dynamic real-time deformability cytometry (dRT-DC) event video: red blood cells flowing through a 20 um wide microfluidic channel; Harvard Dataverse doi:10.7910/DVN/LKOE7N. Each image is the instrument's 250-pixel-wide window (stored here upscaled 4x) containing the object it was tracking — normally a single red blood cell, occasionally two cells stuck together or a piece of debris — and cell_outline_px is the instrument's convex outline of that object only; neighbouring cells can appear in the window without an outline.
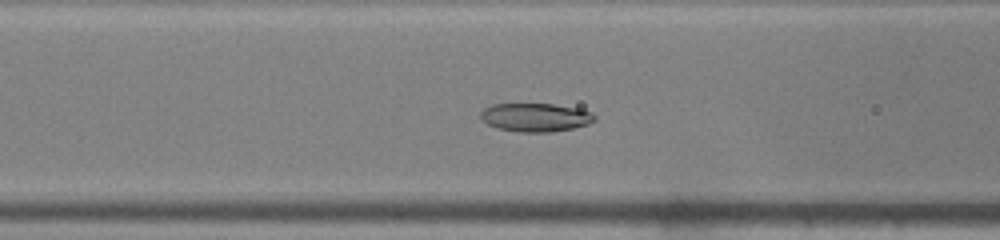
{"species": "common noctule bat (a hibernating species)", "species_latin": "Nyctalus noctula", "temperature_condition": "warm", "stored_images_in_passage": 45, "camera_frame_rate_fps": 3000, "um_per_image_px": 0.085, "animal": {"sex": "male", "body_mass_g": 19.0, "forearm_length_mm": 50.8}, "frame": {"image": 1, "passage_image": 16, "time_ms": 5.0, "image_size_px": [1000, 240], "cell_outline_px": [[596, 120], [588, 124], [572, 128], [552, 132], [520, 132], [500, 128], [488, 124], [480, 116], [480, 112], [484, 108], [492, 104], [552, 104], [580, 108], [592, 112], [596, 116]], "centroid_in_image_um": [45.56, 9.97], "position_along_channel_um": 121.0, "area_um2": 18.9}}
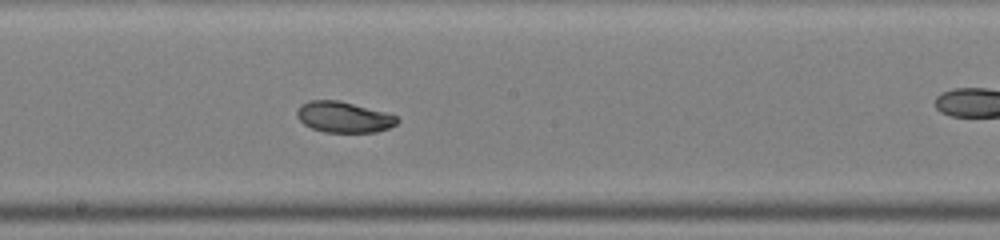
{"frame": {"image": 2, "passage_image": 23, "time_ms": 7.333, "image_size_px": [1000, 240], "cell_outline_px": [[400, 120], [396, 124], [388, 128], [376, 132], [324, 132], [312, 128], [304, 124], [296, 116], [296, 108], [300, 104], [308, 100], [340, 100], [388, 112], [396, 116]], "centroid_in_image_um": [29.21, 9.93], "position_along_channel_um": 219.0, "area_um2": 18.32}}
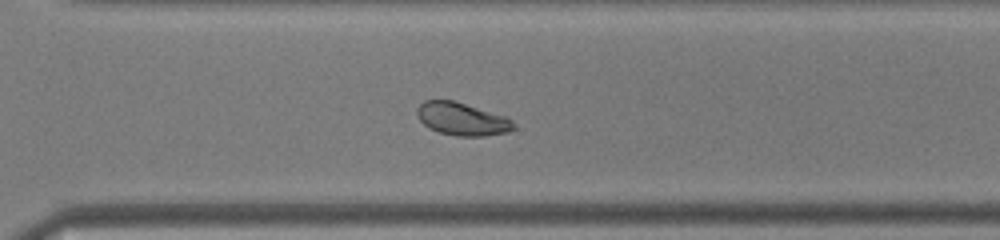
{"frame": {"image": 3, "passage_image": 31, "time_ms": 10.0, "image_size_px": [1000, 240], "cell_outline_px": [[516, 128], [508, 132], [484, 136], [456, 136], [440, 132], [428, 128], [420, 120], [416, 112], [416, 108], [424, 100], [452, 100], [508, 116], [516, 124]], "centroid_in_image_um": [39.31, 10.11], "position_along_channel_um": 331.3, "area_um2": 18.67}, "authors_computed_cell_mechanics": {"area_um2": 19.941, "velocity_mm_per_s": 4.2051, "shape_relaxation_time_tau1_ms": 5.7114, "shape_relaxation_time_tau2_ms": 4.1263, "deformation_change_tau1": 0.1452, "deformation_change_tau2": 0.0387}}